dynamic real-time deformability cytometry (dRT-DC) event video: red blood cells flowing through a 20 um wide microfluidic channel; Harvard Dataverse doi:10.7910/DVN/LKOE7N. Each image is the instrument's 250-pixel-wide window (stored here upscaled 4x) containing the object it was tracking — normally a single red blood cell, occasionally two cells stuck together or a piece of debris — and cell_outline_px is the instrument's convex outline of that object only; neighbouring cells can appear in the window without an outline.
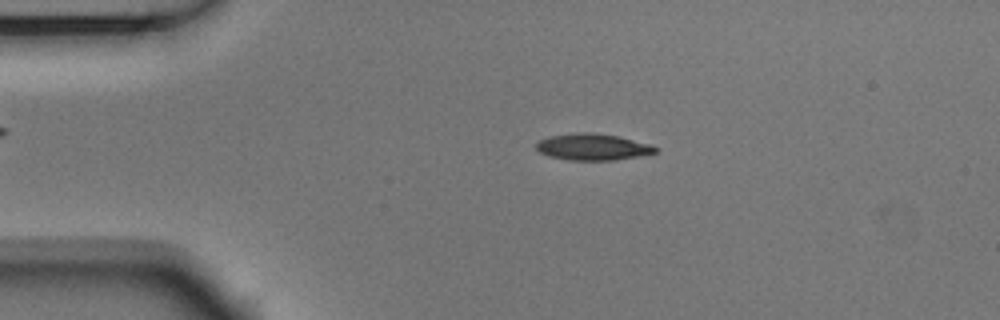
{"species": "Egyptian fruit bat (a non-hibernating species)", "species_latin": "Rousettus aegyptiacus", "temperature_condition": "room temperature", "stored_images_in_passage": 5, "segment_of_instrument_passage": [1, 2], "camera_frame_rate_fps": 3000, "um_per_image_px": 0.085, "animal": {"sex": "male"}, "frame": {"image": 1, "passage_image": 3, "time_ms": 0.667, "image_size_px": [1000, 320], "cell_outline_px": [[656, 152], [640, 156], [612, 160], [568, 160], [548, 156], [540, 152], [536, 148], [536, 144], [540, 140], [548, 136], [576, 132], [592, 132], [620, 136], [652, 144], [656, 148]], "centroid_in_image_um": [50.38, 12.48], "position_along_channel_um": 34.6, "area_um2": 18.55}}